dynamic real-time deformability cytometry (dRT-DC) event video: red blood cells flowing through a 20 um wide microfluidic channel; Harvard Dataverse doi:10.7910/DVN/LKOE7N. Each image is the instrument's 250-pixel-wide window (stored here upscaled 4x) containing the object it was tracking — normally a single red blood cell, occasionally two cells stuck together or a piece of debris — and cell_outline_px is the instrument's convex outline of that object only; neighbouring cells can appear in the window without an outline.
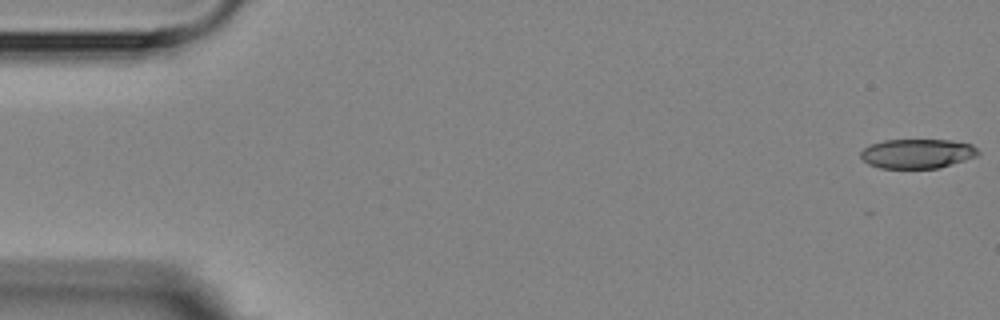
{"species": "Egyptian fruit bat (a non-hibernating species)", "species_latin": "Rousettus aegyptiacus", "temperature_condition": "room temperature", "stored_images_in_passage": 3, "camera_frame_rate_fps": 3000, "um_per_image_px": 0.085, "animal": {"sex": "female"}, "frame": {"image": 1, "passage_image": 1, "time_ms": 0.0, "image_size_px": [1000, 320], "cell_outline_px": [[980, 152], [976, 156], [964, 160], [936, 168], [880, 168], [868, 164], [860, 156], [860, 152], [864, 148], [872, 144], [884, 140], [948, 140], [972, 144]], "centroid_in_image_um": [77.95, 13.05], "position_along_channel_um": 7.1, "area_um2": 19.94}}